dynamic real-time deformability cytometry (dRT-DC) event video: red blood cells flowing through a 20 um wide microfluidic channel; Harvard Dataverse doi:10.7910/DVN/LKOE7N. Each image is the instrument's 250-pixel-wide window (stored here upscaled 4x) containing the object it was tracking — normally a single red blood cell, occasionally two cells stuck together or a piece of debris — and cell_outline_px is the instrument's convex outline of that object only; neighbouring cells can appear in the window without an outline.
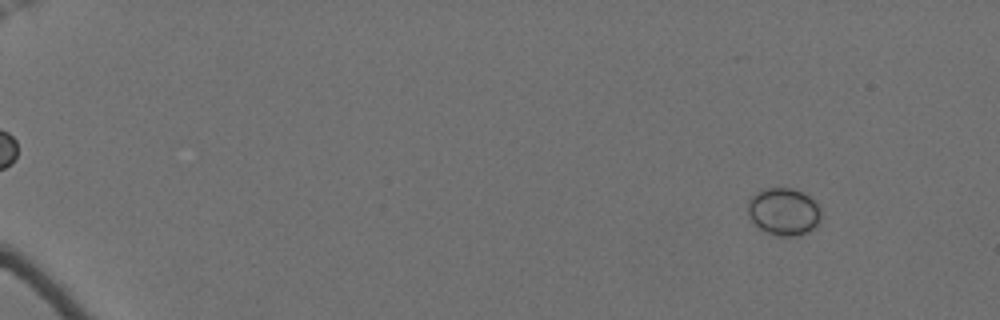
{"species": "Egyptian fruit bat (a non-hibernating species)", "species_latin": "Rousettus aegyptiacus", "temperature_condition": "cold", "stored_images_in_passage": 27, "camera_frame_rate_fps": 3000, "um_per_image_px": 0.085, "animal": {"sex": "female"}, "frame": {"image": 1, "passage_image": 8, "time_ms": 2.333, "image_size_px": [1000, 320], "cell_outline_px": [[820, 224], [808, 232], [800, 236], [776, 236], [752, 224], [748, 212], [748, 200], [756, 192], [764, 188], [792, 188], [808, 196], [820, 208]], "centroid_in_image_um": [66.6, 18.01], "position_along_channel_um": 18.4, "area_um2": 20.35}}
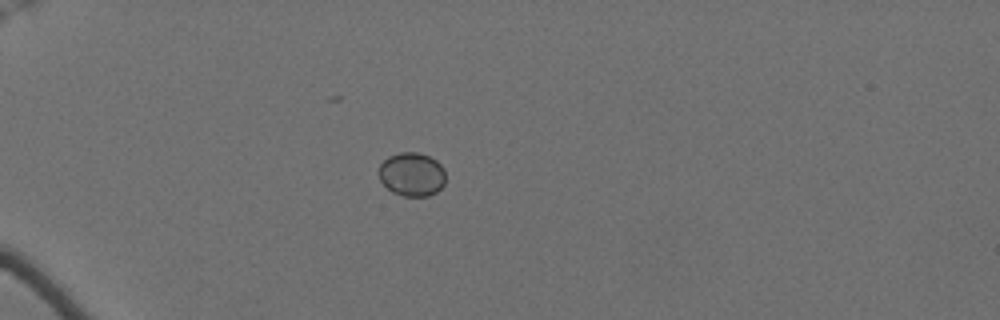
{"frame": {"image": 2, "passage_image": 21, "time_ms": 6.667, "image_size_px": [1000, 320], "cell_outline_px": [[444, 184], [436, 192], [428, 196], [404, 196], [392, 192], [380, 180], [380, 164], [388, 156], [400, 152], [420, 152], [436, 160], [444, 168]], "centroid_in_image_um": [35.01, 14.81], "position_along_channel_um": 50.0, "area_um2": 16.94}}
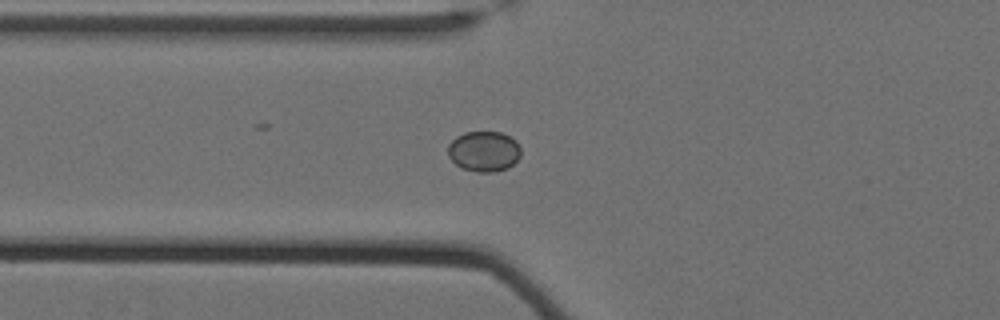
{"frame": {"image": 3, "passage_image": 27, "time_ms": 8.667, "image_size_px": [1000, 320], "cell_outline_px": [[520, 156], [508, 168], [496, 172], [476, 172], [460, 168], [448, 156], [448, 144], [456, 136], [464, 132], [500, 132], [516, 140], [520, 148]], "centroid_in_image_um": [41.11, 12.87], "position_along_channel_um": 84.7, "area_um2": 17.28}}